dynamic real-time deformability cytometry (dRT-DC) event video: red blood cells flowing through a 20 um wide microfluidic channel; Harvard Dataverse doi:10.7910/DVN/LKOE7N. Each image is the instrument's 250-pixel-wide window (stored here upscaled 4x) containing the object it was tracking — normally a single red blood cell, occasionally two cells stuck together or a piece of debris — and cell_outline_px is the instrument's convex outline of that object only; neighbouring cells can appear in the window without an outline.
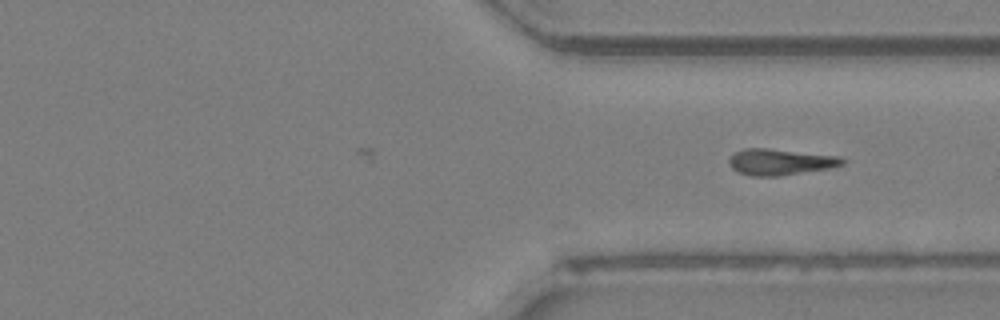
{"species": "Egyptian fruit bat (a non-hibernating species)", "species_latin": "Rousettus aegyptiacus", "temperature_condition": "room temperature", "stored_images_in_passage": 18, "camera_frame_rate_fps": 3000, "um_per_image_px": 0.085, "animal": {"sex": "female"}, "frame": {"image": 1, "passage_image": 18, "time_ms": 5.667, "image_size_px": [1000, 320], "cell_outline_px": [[844, 164], [828, 168], [780, 176], [748, 176], [732, 168], [728, 160], [736, 152], [744, 148], [768, 148], [840, 156], [844, 160]], "centroid_in_image_um": [66.31, 13.76], "position_along_channel_um": 345.1, "area_um2": 17.17}}